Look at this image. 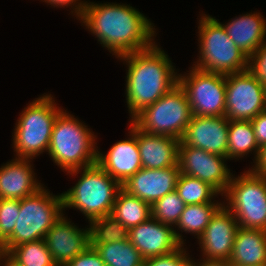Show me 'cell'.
I'll use <instances>...</instances> for the list:
<instances>
[{
  "label": "cell",
  "instance_id": "obj_1",
  "mask_svg": "<svg viewBox=\"0 0 266 266\" xmlns=\"http://www.w3.org/2000/svg\"><path fill=\"white\" fill-rule=\"evenodd\" d=\"M107 3L89 1L79 21L110 54L118 58L155 43V26L142 12L128 4Z\"/></svg>",
  "mask_w": 266,
  "mask_h": 266
},
{
  "label": "cell",
  "instance_id": "obj_2",
  "mask_svg": "<svg viewBox=\"0 0 266 266\" xmlns=\"http://www.w3.org/2000/svg\"><path fill=\"white\" fill-rule=\"evenodd\" d=\"M118 59L126 63L128 69L125 95L131 119L178 83L175 65L157 43Z\"/></svg>",
  "mask_w": 266,
  "mask_h": 266
},
{
  "label": "cell",
  "instance_id": "obj_3",
  "mask_svg": "<svg viewBox=\"0 0 266 266\" xmlns=\"http://www.w3.org/2000/svg\"><path fill=\"white\" fill-rule=\"evenodd\" d=\"M83 123L64 108L55 119L47 153L65 172L96 163L97 136Z\"/></svg>",
  "mask_w": 266,
  "mask_h": 266
},
{
  "label": "cell",
  "instance_id": "obj_4",
  "mask_svg": "<svg viewBox=\"0 0 266 266\" xmlns=\"http://www.w3.org/2000/svg\"><path fill=\"white\" fill-rule=\"evenodd\" d=\"M80 174L78 182L62 194L63 209H77L88 219L109 215L112 212L122 185L112 178L97 163L67 172V175Z\"/></svg>",
  "mask_w": 266,
  "mask_h": 266
},
{
  "label": "cell",
  "instance_id": "obj_5",
  "mask_svg": "<svg viewBox=\"0 0 266 266\" xmlns=\"http://www.w3.org/2000/svg\"><path fill=\"white\" fill-rule=\"evenodd\" d=\"M51 95L42 94L19 114L12 133L15 158L33 160L48 152L55 119L63 110Z\"/></svg>",
  "mask_w": 266,
  "mask_h": 266
},
{
  "label": "cell",
  "instance_id": "obj_6",
  "mask_svg": "<svg viewBox=\"0 0 266 266\" xmlns=\"http://www.w3.org/2000/svg\"><path fill=\"white\" fill-rule=\"evenodd\" d=\"M198 23L199 58L194 67L224 75L248 70L249 57L229 38L223 23L204 13Z\"/></svg>",
  "mask_w": 266,
  "mask_h": 266
},
{
  "label": "cell",
  "instance_id": "obj_7",
  "mask_svg": "<svg viewBox=\"0 0 266 266\" xmlns=\"http://www.w3.org/2000/svg\"><path fill=\"white\" fill-rule=\"evenodd\" d=\"M63 210L62 194L54 195L44 186L21 199L19 217L12 235L1 245L2 251L9 252L19 244L45 239Z\"/></svg>",
  "mask_w": 266,
  "mask_h": 266
},
{
  "label": "cell",
  "instance_id": "obj_8",
  "mask_svg": "<svg viewBox=\"0 0 266 266\" xmlns=\"http://www.w3.org/2000/svg\"><path fill=\"white\" fill-rule=\"evenodd\" d=\"M192 116L186 93L177 83L154 104L138 112L130 121L143 132L167 135L181 140Z\"/></svg>",
  "mask_w": 266,
  "mask_h": 266
},
{
  "label": "cell",
  "instance_id": "obj_9",
  "mask_svg": "<svg viewBox=\"0 0 266 266\" xmlns=\"http://www.w3.org/2000/svg\"><path fill=\"white\" fill-rule=\"evenodd\" d=\"M223 204L235 216L239 227L266 231V179L248 169L232 174ZM227 204V205H226Z\"/></svg>",
  "mask_w": 266,
  "mask_h": 266
},
{
  "label": "cell",
  "instance_id": "obj_10",
  "mask_svg": "<svg viewBox=\"0 0 266 266\" xmlns=\"http://www.w3.org/2000/svg\"><path fill=\"white\" fill-rule=\"evenodd\" d=\"M178 74V83L186 93L195 116H225L226 75L191 67Z\"/></svg>",
  "mask_w": 266,
  "mask_h": 266
},
{
  "label": "cell",
  "instance_id": "obj_11",
  "mask_svg": "<svg viewBox=\"0 0 266 266\" xmlns=\"http://www.w3.org/2000/svg\"><path fill=\"white\" fill-rule=\"evenodd\" d=\"M266 110L265 92L249 70L226 75L225 117L229 120L251 121Z\"/></svg>",
  "mask_w": 266,
  "mask_h": 266
},
{
  "label": "cell",
  "instance_id": "obj_12",
  "mask_svg": "<svg viewBox=\"0 0 266 266\" xmlns=\"http://www.w3.org/2000/svg\"><path fill=\"white\" fill-rule=\"evenodd\" d=\"M227 157L209 153L200 148L179 144L180 173L200 179L224 196L232 177L226 164Z\"/></svg>",
  "mask_w": 266,
  "mask_h": 266
},
{
  "label": "cell",
  "instance_id": "obj_13",
  "mask_svg": "<svg viewBox=\"0 0 266 266\" xmlns=\"http://www.w3.org/2000/svg\"><path fill=\"white\" fill-rule=\"evenodd\" d=\"M238 228L235 216L222 204L212 215L203 234L198 238L202 257L229 261Z\"/></svg>",
  "mask_w": 266,
  "mask_h": 266
},
{
  "label": "cell",
  "instance_id": "obj_14",
  "mask_svg": "<svg viewBox=\"0 0 266 266\" xmlns=\"http://www.w3.org/2000/svg\"><path fill=\"white\" fill-rule=\"evenodd\" d=\"M129 122L128 139L114 143L107 154L99 151L97 147L96 154V163L121 185L142 168L137 127Z\"/></svg>",
  "mask_w": 266,
  "mask_h": 266
},
{
  "label": "cell",
  "instance_id": "obj_15",
  "mask_svg": "<svg viewBox=\"0 0 266 266\" xmlns=\"http://www.w3.org/2000/svg\"><path fill=\"white\" fill-rule=\"evenodd\" d=\"M229 119L193 115L180 144L227 157Z\"/></svg>",
  "mask_w": 266,
  "mask_h": 266
},
{
  "label": "cell",
  "instance_id": "obj_16",
  "mask_svg": "<svg viewBox=\"0 0 266 266\" xmlns=\"http://www.w3.org/2000/svg\"><path fill=\"white\" fill-rule=\"evenodd\" d=\"M64 215L63 213L53 224L45 237L48 250L57 266H65L90 246L89 227L78 228Z\"/></svg>",
  "mask_w": 266,
  "mask_h": 266
},
{
  "label": "cell",
  "instance_id": "obj_17",
  "mask_svg": "<svg viewBox=\"0 0 266 266\" xmlns=\"http://www.w3.org/2000/svg\"><path fill=\"white\" fill-rule=\"evenodd\" d=\"M179 174V164L163 169L141 168L122 185V189L152 206L176 190Z\"/></svg>",
  "mask_w": 266,
  "mask_h": 266
},
{
  "label": "cell",
  "instance_id": "obj_18",
  "mask_svg": "<svg viewBox=\"0 0 266 266\" xmlns=\"http://www.w3.org/2000/svg\"><path fill=\"white\" fill-rule=\"evenodd\" d=\"M129 240L145 260L169 254L181 246L175 236L174 227L163 224L153 217L131 227Z\"/></svg>",
  "mask_w": 266,
  "mask_h": 266
},
{
  "label": "cell",
  "instance_id": "obj_19",
  "mask_svg": "<svg viewBox=\"0 0 266 266\" xmlns=\"http://www.w3.org/2000/svg\"><path fill=\"white\" fill-rule=\"evenodd\" d=\"M31 159H12L0 167V199L21 200L43 187Z\"/></svg>",
  "mask_w": 266,
  "mask_h": 266
},
{
  "label": "cell",
  "instance_id": "obj_20",
  "mask_svg": "<svg viewBox=\"0 0 266 266\" xmlns=\"http://www.w3.org/2000/svg\"><path fill=\"white\" fill-rule=\"evenodd\" d=\"M137 143L142 168L163 169L178 164L179 139L149 134L137 128Z\"/></svg>",
  "mask_w": 266,
  "mask_h": 266
},
{
  "label": "cell",
  "instance_id": "obj_21",
  "mask_svg": "<svg viewBox=\"0 0 266 266\" xmlns=\"http://www.w3.org/2000/svg\"><path fill=\"white\" fill-rule=\"evenodd\" d=\"M259 12L235 17L223 24L229 38L250 57L266 42V19Z\"/></svg>",
  "mask_w": 266,
  "mask_h": 266
},
{
  "label": "cell",
  "instance_id": "obj_22",
  "mask_svg": "<svg viewBox=\"0 0 266 266\" xmlns=\"http://www.w3.org/2000/svg\"><path fill=\"white\" fill-rule=\"evenodd\" d=\"M229 263L231 266H266V231L239 227Z\"/></svg>",
  "mask_w": 266,
  "mask_h": 266
},
{
  "label": "cell",
  "instance_id": "obj_23",
  "mask_svg": "<svg viewBox=\"0 0 266 266\" xmlns=\"http://www.w3.org/2000/svg\"><path fill=\"white\" fill-rule=\"evenodd\" d=\"M223 204L222 203H203L185 205L184 211L174 229L175 236L181 245H185L182 233L194 234L195 238H199L206 229L212 215ZM180 230L182 233H180ZM197 235V237H196Z\"/></svg>",
  "mask_w": 266,
  "mask_h": 266
},
{
  "label": "cell",
  "instance_id": "obj_24",
  "mask_svg": "<svg viewBox=\"0 0 266 266\" xmlns=\"http://www.w3.org/2000/svg\"><path fill=\"white\" fill-rule=\"evenodd\" d=\"M259 149L260 147L256 142L251 121H229L227 147L228 160H239L240 158L247 156L249 153L252 154V152H255L253 158V161L255 162Z\"/></svg>",
  "mask_w": 266,
  "mask_h": 266
},
{
  "label": "cell",
  "instance_id": "obj_25",
  "mask_svg": "<svg viewBox=\"0 0 266 266\" xmlns=\"http://www.w3.org/2000/svg\"><path fill=\"white\" fill-rule=\"evenodd\" d=\"M111 215L130 229L152 217L151 205L121 189L117 194Z\"/></svg>",
  "mask_w": 266,
  "mask_h": 266
},
{
  "label": "cell",
  "instance_id": "obj_26",
  "mask_svg": "<svg viewBox=\"0 0 266 266\" xmlns=\"http://www.w3.org/2000/svg\"><path fill=\"white\" fill-rule=\"evenodd\" d=\"M90 246L96 249L105 266H143L145 261L129 239Z\"/></svg>",
  "mask_w": 266,
  "mask_h": 266
},
{
  "label": "cell",
  "instance_id": "obj_27",
  "mask_svg": "<svg viewBox=\"0 0 266 266\" xmlns=\"http://www.w3.org/2000/svg\"><path fill=\"white\" fill-rule=\"evenodd\" d=\"M90 245L113 243L129 239V229L113 215H105L89 222Z\"/></svg>",
  "mask_w": 266,
  "mask_h": 266
},
{
  "label": "cell",
  "instance_id": "obj_28",
  "mask_svg": "<svg viewBox=\"0 0 266 266\" xmlns=\"http://www.w3.org/2000/svg\"><path fill=\"white\" fill-rule=\"evenodd\" d=\"M176 191L186 205L221 203L215 200L220 194L212 186L198 178L183 173H180L177 179Z\"/></svg>",
  "mask_w": 266,
  "mask_h": 266
},
{
  "label": "cell",
  "instance_id": "obj_29",
  "mask_svg": "<svg viewBox=\"0 0 266 266\" xmlns=\"http://www.w3.org/2000/svg\"><path fill=\"white\" fill-rule=\"evenodd\" d=\"M8 253L22 266H57L45 239L19 244Z\"/></svg>",
  "mask_w": 266,
  "mask_h": 266
},
{
  "label": "cell",
  "instance_id": "obj_30",
  "mask_svg": "<svg viewBox=\"0 0 266 266\" xmlns=\"http://www.w3.org/2000/svg\"><path fill=\"white\" fill-rule=\"evenodd\" d=\"M185 205L178 192L174 190L151 206L152 217L163 224L175 227L184 211Z\"/></svg>",
  "mask_w": 266,
  "mask_h": 266
},
{
  "label": "cell",
  "instance_id": "obj_31",
  "mask_svg": "<svg viewBox=\"0 0 266 266\" xmlns=\"http://www.w3.org/2000/svg\"><path fill=\"white\" fill-rule=\"evenodd\" d=\"M19 211L20 200L0 199V245L12 235Z\"/></svg>",
  "mask_w": 266,
  "mask_h": 266
},
{
  "label": "cell",
  "instance_id": "obj_32",
  "mask_svg": "<svg viewBox=\"0 0 266 266\" xmlns=\"http://www.w3.org/2000/svg\"><path fill=\"white\" fill-rule=\"evenodd\" d=\"M184 245L165 255L148 258L143 266H191L192 258ZM188 252V253H186Z\"/></svg>",
  "mask_w": 266,
  "mask_h": 266
},
{
  "label": "cell",
  "instance_id": "obj_33",
  "mask_svg": "<svg viewBox=\"0 0 266 266\" xmlns=\"http://www.w3.org/2000/svg\"><path fill=\"white\" fill-rule=\"evenodd\" d=\"M248 70L260 82H266V42L249 57Z\"/></svg>",
  "mask_w": 266,
  "mask_h": 266
},
{
  "label": "cell",
  "instance_id": "obj_34",
  "mask_svg": "<svg viewBox=\"0 0 266 266\" xmlns=\"http://www.w3.org/2000/svg\"><path fill=\"white\" fill-rule=\"evenodd\" d=\"M65 266H105L95 248L89 246Z\"/></svg>",
  "mask_w": 266,
  "mask_h": 266
},
{
  "label": "cell",
  "instance_id": "obj_35",
  "mask_svg": "<svg viewBox=\"0 0 266 266\" xmlns=\"http://www.w3.org/2000/svg\"><path fill=\"white\" fill-rule=\"evenodd\" d=\"M43 2H46L48 5L54 6V7H62L65 8V6L68 8L71 6V13L75 15L77 19H79L84 10L85 7L88 5V1H81V0H41Z\"/></svg>",
  "mask_w": 266,
  "mask_h": 266
},
{
  "label": "cell",
  "instance_id": "obj_36",
  "mask_svg": "<svg viewBox=\"0 0 266 266\" xmlns=\"http://www.w3.org/2000/svg\"><path fill=\"white\" fill-rule=\"evenodd\" d=\"M251 124L254 130L258 146L266 144V110L258 113L252 120Z\"/></svg>",
  "mask_w": 266,
  "mask_h": 266
},
{
  "label": "cell",
  "instance_id": "obj_37",
  "mask_svg": "<svg viewBox=\"0 0 266 266\" xmlns=\"http://www.w3.org/2000/svg\"><path fill=\"white\" fill-rule=\"evenodd\" d=\"M249 169L266 179V144L260 147L257 159Z\"/></svg>",
  "mask_w": 266,
  "mask_h": 266
},
{
  "label": "cell",
  "instance_id": "obj_38",
  "mask_svg": "<svg viewBox=\"0 0 266 266\" xmlns=\"http://www.w3.org/2000/svg\"><path fill=\"white\" fill-rule=\"evenodd\" d=\"M202 261V262H201ZM191 266H231L228 260H216V259H206L201 258L200 261L195 262L192 260Z\"/></svg>",
  "mask_w": 266,
  "mask_h": 266
},
{
  "label": "cell",
  "instance_id": "obj_39",
  "mask_svg": "<svg viewBox=\"0 0 266 266\" xmlns=\"http://www.w3.org/2000/svg\"><path fill=\"white\" fill-rule=\"evenodd\" d=\"M0 265L2 266H22L8 252L2 251L0 254Z\"/></svg>",
  "mask_w": 266,
  "mask_h": 266
},
{
  "label": "cell",
  "instance_id": "obj_40",
  "mask_svg": "<svg viewBox=\"0 0 266 266\" xmlns=\"http://www.w3.org/2000/svg\"><path fill=\"white\" fill-rule=\"evenodd\" d=\"M264 86V92H265V101H266V82L263 83Z\"/></svg>",
  "mask_w": 266,
  "mask_h": 266
}]
</instances>
